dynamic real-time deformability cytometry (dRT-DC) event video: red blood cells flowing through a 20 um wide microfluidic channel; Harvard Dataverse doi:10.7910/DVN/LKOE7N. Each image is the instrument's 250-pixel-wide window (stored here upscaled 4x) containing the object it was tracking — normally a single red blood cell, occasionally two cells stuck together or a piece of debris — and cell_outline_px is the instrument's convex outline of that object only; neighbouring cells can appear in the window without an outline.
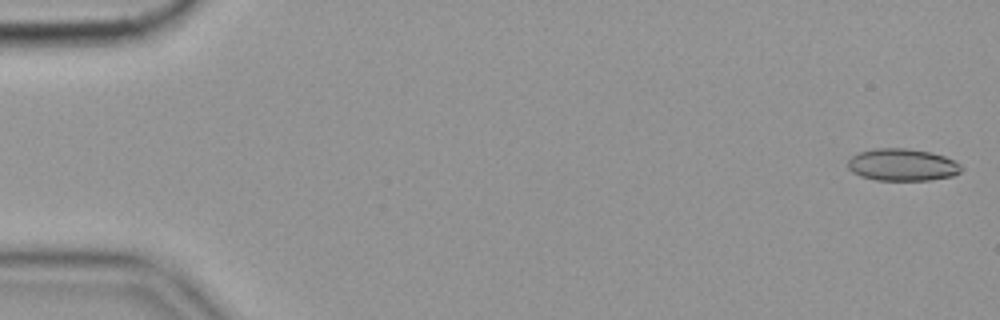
{"species": "common noctule bat (a hibernating species)", "species_latin": "Nyctalus noctula", "temperature_condition": "cold", "stored_images_in_passage": 57, "camera_frame_rate_fps": 3000, "um_per_image_px": 0.085, "animal": {"sex": "female", "body_mass_g": 19.9}, "frame": {"image": 1, "passage_image": 2, "time_ms": 0.333, "image_size_px": [1000, 320], "cell_outline_px": [[964, 168], [960, 172], [952, 176], [928, 180], [876, 180], [860, 176], [852, 172], [848, 168], [848, 160], [852, 156], [860, 152], [872, 148], [908, 148], [932, 152], [944, 156], [960, 164]], "centroid_in_image_um": [76.69, 14.0], "position_along_channel_um": 8.3, "area_um2": 21.39}}
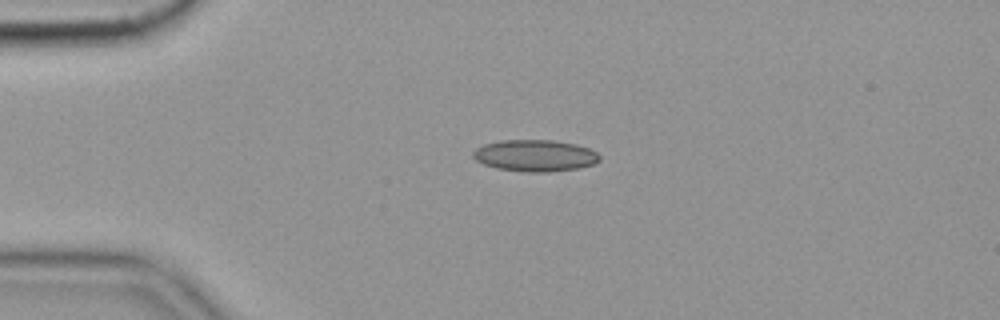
{"frame": {"image": 2, "passage_image": 14, "time_ms": 4.333, "image_size_px": [1000, 320], "cell_outline_px": [[600, 160], [592, 164], [580, 168], [548, 172], [524, 172], [496, 168], [484, 164], [476, 160], [472, 156], [472, 152], [476, 148], [484, 144], [500, 140], [552, 140], [576, 144], [588, 148], [596, 152], [600, 156]], "centroid_in_image_um": [45.46, 13.23], "position_along_channel_um": 39.5, "area_um2": 23.41}, "authors_computed_cell_mechanics": {"area_um2": 21.4438, "velocity_mm_per_s": 3.5623, "shape_relaxation_time_tau1_ms": null, "shape_relaxation_time_tau2_ms": 2.5296, "deformation_change_tau1": null, "deformation_change_tau2": 0.1042}}